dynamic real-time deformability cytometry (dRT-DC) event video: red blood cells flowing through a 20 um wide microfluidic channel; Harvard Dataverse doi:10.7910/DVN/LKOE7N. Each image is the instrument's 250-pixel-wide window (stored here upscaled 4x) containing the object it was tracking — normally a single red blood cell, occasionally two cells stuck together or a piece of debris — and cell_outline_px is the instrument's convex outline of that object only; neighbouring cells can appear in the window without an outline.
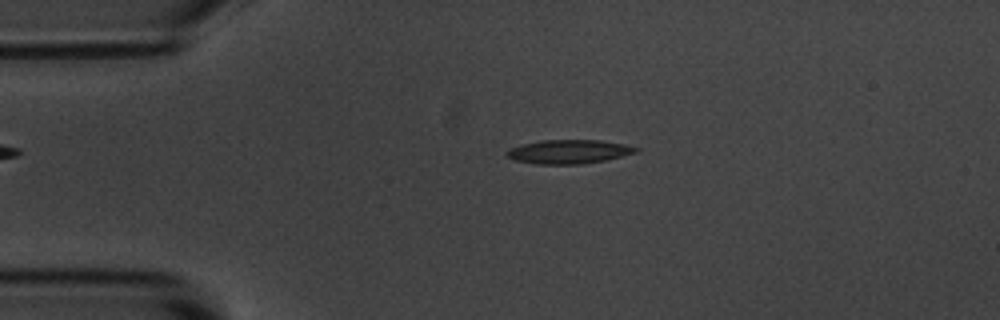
{"species": "common noctule bat (a hibernating species)", "species_latin": "Nyctalus noctula", "temperature_condition": "room temperature", "stored_images_in_passage": 54, "camera_frame_rate_fps": 3000, "um_per_image_px": 0.085, "animal": {"sex": "male", "body_mass_g": 20.1, "forearm_length_mm": 53.5}, "frame": {"image": 1, "passage_image": 11, "time_ms": 3.333, "image_size_px": [1000, 320], "cell_outline_px": [[640, 148], [636, 152], [604, 160], [580, 164], [536, 164], [516, 160], [508, 156], [504, 152], [508, 148], [520, 144], [540, 140], [600, 140], [624, 144]], "centroid_in_image_um": [48.29, 12.88], "position_along_channel_um": 36.7, "area_um2": 17.92}}
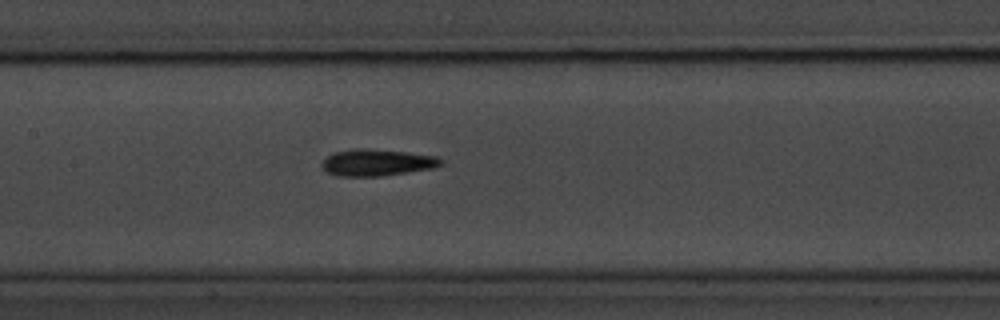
{"frame": {"image": 2, "passage_image": 25, "time_ms": 8.0, "image_size_px": [1000, 320], "cell_outline_px": [[444, 164], [432, 168], [408, 172], [380, 176], [336, 176], [328, 172], [320, 164], [328, 156], [336, 152], [356, 148], [360, 148], [404, 152], [436, 156], [444, 160]], "centroid_in_image_um": [32.06, 13.82], "position_along_channel_um": 175.3, "area_um2": 18.26}}
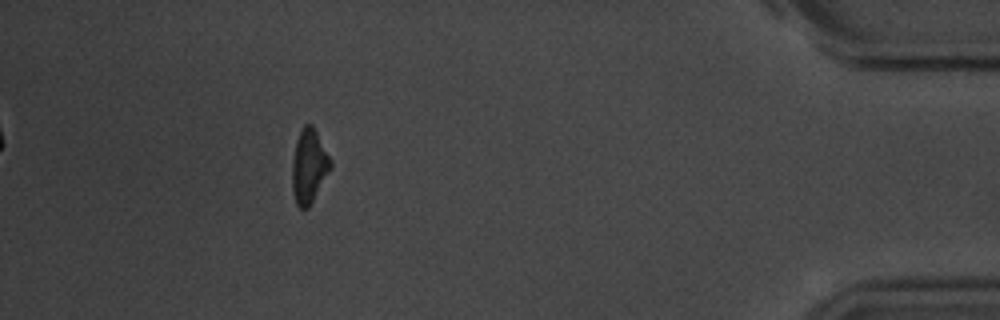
{"frame": {"image": 3, "passage_image": 49, "time_ms": 16.0, "image_size_px": [1000, 320], "cell_outline_px": [[332, 168], [308, 208], [300, 208], [296, 204], [292, 192], [292, 160], [296, 140], [300, 128], [304, 124], [312, 124], [332, 160]], "centroid_in_image_um": [26.26, 14.11], "position_along_channel_um": 408.9, "area_um2": 16.76}, "authors_computed_cell_mechanics": {"area_um2": 17.2822, "velocity_mm_per_s": 3.6241, "shape_relaxation_time_tau1_ms": 4.5899, "shape_relaxation_time_tau2_ms": 9.9649, "deformation_change_tau1": 0.125, "deformation_change_tau2": 0.2132}}